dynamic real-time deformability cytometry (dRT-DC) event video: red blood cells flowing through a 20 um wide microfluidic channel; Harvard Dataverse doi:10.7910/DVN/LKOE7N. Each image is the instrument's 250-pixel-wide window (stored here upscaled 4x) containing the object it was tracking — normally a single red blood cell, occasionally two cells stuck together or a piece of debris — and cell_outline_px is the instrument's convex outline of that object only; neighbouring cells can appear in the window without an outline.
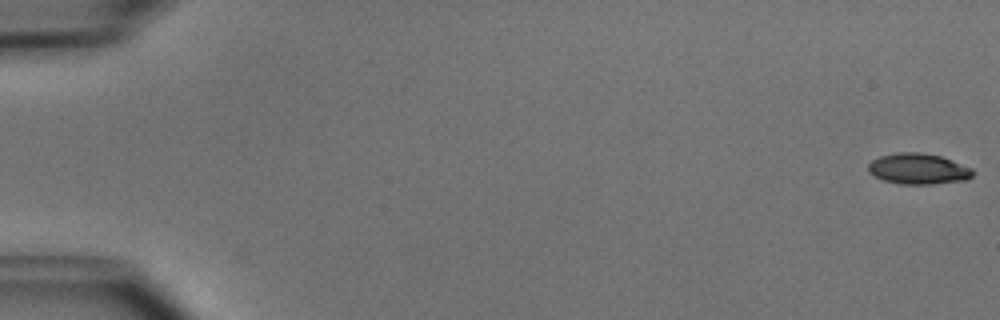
{"species": "common noctule bat (a hibernating species)", "species_latin": "Nyctalus noctula", "temperature_condition": "cold", "stored_images_in_passage": 7, "camera_frame_rate_fps": 3000, "um_per_image_px": 0.085, "animal": {"sex": "male", "body_mass_g": 15.6}, "frame": {"image": 1, "passage_image": 1, "time_ms": 0.0, "image_size_px": [1000, 320], "cell_outline_px": [[972, 176], [968, 180], [932, 184], [900, 184], [884, 180], [868, 172], [868, 164], [872, 160], [880, 156], [896, 152], [920, 152], [940, 156], [952, 160], [972, 168]], "centroid_in_image_um": [78.05, 14.35], "position_along_channel_um": 6.9, "area_um2": 18.79}}